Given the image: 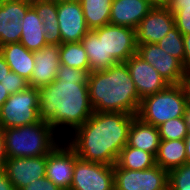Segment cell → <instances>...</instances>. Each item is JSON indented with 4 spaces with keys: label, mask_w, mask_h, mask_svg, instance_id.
Returning a JSON list of instances; mask_svg holds the SVG:
<instances>
[{
    "label": "cell",
    "mask_w": 190,
    "mask_h": 190,
    "mask_svg": "<svg viewBox=\"0 0 190 190\" xmlns=\"http://www.w3.org/2000/svg\"><path fill=\"white\" fill-rule=\"evenodd\" d=\"M87 79L86 71L60 64L56 79L38 89L39 119L49 123L63 140L83 125L94 112Z\"/></svg>",
    "instance_id": "cell-1"
},
{
    "label": "cell",
    "mask_w": 190,
    "mask_h": 190,
    "mask_svg": "<svg viewBox=\"0 0 190 190\" xmlns=\"http://www.w3.org/2000/svg\"><path fill=\"white\" fill-rule=\"evenodd\" d=\"M137 115L124 112H93L65 141L85 161L115 165L127 145L129 128Z\"/></svg>",
    "instance_id": "cell-2"
},
{
    "label": "cell",
    "mask_w": 190,
    "mask_h": 190,
    "mask_svg": "<svg viewBox=\"0 0 190 190\" xmlns=\"http://www.w3.org/2000/svg\"><path fill=\"white\" fill-rule=\"evenodd\" d=\"M94 112H124L137 115L141 98L125 62L106 70L91 71L87 79Z\"/></svg>",
    "instance_id": "cell-3"
},
{
    "label": "cell",
    "mask_w": 190,
    "mask_h": 190,
    "mask_svg": "<svg viewBox=\"0 0 190 190\" xmlns=\"http://www.w3.org/2000/svg\"><path fill=\"white\" fill-rule=\"evenodd\" d=\"M2 131L7 158L45 156L63 141L54 128L44 121Z\"/></svg>",
    "instance_id": "cell-4"
},
{
    "label": "cell",
    "mask_w": 190,
    "mask_h": 190,
    "mask_svg": "<svg viewBox=\"0 0 190 190\" xmlns=\"http://www.w3.org/2000/svg\"><path fill=\"white\" fill-rule=\"evenodd\" d=\"M188 96L184 84L169 85L164 90L146 96L141 100L137 117L153 126L185 117Z\"/></svg>",
    "instance_id": "cell-5"
},
{
    "label": "cell",
    "mask_w": 190,
    "mask_h": 190,
    "mask_svg": "<svg viewBox=\"0 0 190 190\" xmlns=\"http://www.w3.org/2000/svg\"><path fill=\"white\" fill-rule=\"evenodd\" d=\"M38 107L37 88L28 87L24 91L10 94L0 107V127L6 129L38 123Z\"/></svg>",
    "instance_id": "cell-6"
},
{
    "label": "cell",
    "mask_w": 190,
    "mask_h": 190,
    "mask_svg": "<svg viewBox=\"0 0 190 190\" xmlns=\"http://www.w3.org/2000/svg\"><path fill=\"white\" fill-rule=\"evenodd\" d=\"M113 168L115 190H168V171L158 165L139 171L120 168L117 164Z\"/></svg>",
    "instance_id": "cell-7"
},
{
    "label": "cell",
    "mask_w": 190,
    "mask_h": 190,
    "mask_svg": "<svg viewBox=\"0 0 190 190\" xmlns=\"http://www.w3.org/2000/svg\"><path fill=\"white\" fill-rule=\"evenodd\" d=\"M70 190H115L113 165L78 158Z\"/></svg>",
    "instance_id": "cell-8"
},
{
    "label": "cell",
    "mask_w": 190,
    "mask_h": 190,
    "mask_svg": "<svg viewBox=\"0 0 190 190\" xmlns=\"http://www.w3.org/2000/svg\"><path fill=\"white\" fill-rule=\"evenodd\" d=\"M137 54L151 64L170 85L182 84L188 77L183 64L166 53L157 43L138 45Z\"/></svg>",
    "instance_id": "cell-9"
},
{
    "label": "cell",
    "mask_w": 190,
    "mask_h": 190,
    "mask_svg": "<svg viewBox=\"0 0 190 190\" xmlns=\"http://www.w3.org/2000/svg\"><path fill=\"white\" fill-rule=\"evenodd\" d=\"M77 156L75 150L65 141H61L48 155L46 175L61 190H70L74 165Z\"/></svg>",
    "instance_id": "cell-10"
},
{
    "label": "cell",
    "mask_w": 190,
    "mask_h": 190,
    "mask_svg": "<svg viewBox=\"0 0 190 190\" xmlns=\"http://www.w3.org/2000/svg\"><path fill=\"white\" fill-rule=\"evenodd\" d=\"M57 17L62 43L81 42L90 31L79 0H57Z\"/></svg>",
    "instance_id": "cell-11"
},
{
    "label": "cell",
    "mask_w": 190,
    "mask_h": 190,
    "mask_svg": "<svg viewBox=\"0 0 190 190\" xmlns=\"http://www.w3.org/2000/svg\"><path fill=\"white\" fill-rule=\"evenodd\" d=\"M174 26V14L165 5L154 6L135 29L137 46L159 42Z\"/></svg>",
    "instance_id": "cell-12"
},
{
    "label": "cell",
    "mask_w": 190,
    "mask_h": 190,
    "mask_svg": "<svg viewBox=\"0 0 190 190\" xmlns=\"http://www.w3.org/2000/svg\"><path fill=\"white\" fill-rule=\"evenodd\" d=\"M105 59L126 62L137 53L136 30L134 28L108 24L104 26Z\"/></svg>",
    "instance_id": "cell-13"
},
{
    "label": "cell",
    "mask_w": 190,
    "mask_h": 190,
    "mask_svg": "<svg viewBox=\"0 0 190 190\" xmlns=\"http://www.w3.org/2000/svg\"><path fill=\"white\" fill-rule=\"evenodd\" d=\"M47 155L39 157L7 158L3 170L13 184L20 190L46 175Z\"/></svg>",
    "instance_id": "cell-14"
},
{
    "label": "cell",
    "mask_w": 190,
    "mask_h": 190,
    "mask_svg": "<svg viewBox=\"0 0 190 190\" xmlns=\"http://www.w3.org/2000/svg\"><path fill=\"white\" fill-rule=\"evenodd\" d=\"M31 7V0H5L0 4V46L19 43L21 21Z\"/></svg>",
    "instance_id": "cell-15"
},
{
    "label": "cell",
    "mask_w": 190,
    "mask_h": 190,
    "mask_svg": "<svg viewBox=\"0 0 190 190\" xmlns=\"http://www.w3.org/2000/svg\"><path fill=\"white\" fill-rule=\"evenodd\" d=\"M125 63L141 99L158 93L170 85L151 64L144 61L137 53Z\"/></svg>",
    "instance_id": "cell-16"
},
{
    "label": "cell",
    "mask_w": 190,
    "mask_h": 190,
    "mask_svg": "<svg viewBox=\"0 0 190 190\" xmlns=\"http://www.w3.org/2000/svg\"><path fill=\"white\" fill-rule=\"evenodd\" d=\"M60 45H46L39 51H34V69L28 82L29 87L40 89L56 79Z\"/></svg>",
    "instance_id": "cell-17"
},
{
    "label": "cell",
    "mask_w": 190,
    "mask_h": 190,
    "mask_svg": "<svg viewBox=\"0 0 190 190\" xmlns=\"http://www.w3.org/2000/svg\"><path fill=\"white\" fill-rule=\"evenodd\" d=\"M153 7L147 0H113L110 24L136 29Z\"/></svg>",
    "instance_id": "cell-18"
},
{
    "label": "cell",
    "mask_w": 190,
    "mask_h": 190,
    "mask_svg": "<svg viewBox=\"0 0 190 190\" xmlns=\"http://www.w3.org/2000/svg\"><path fill=\"white\" fill-rule=\"evenodd\" d=\"M0 54L4 57L12 72L17 73L28 82L34 69V52L19 43H8L0 46Z\"/></svg>",
    "instance_id": "cell-19"
},
{
    "label": "cell",
    "mask_w": 190,
    "mask_h": 190,
    "mask_svg": "<svg viewBox=\"0 0 190 190\" xmlns=\"http://www.w3.org/2000/svg\"><path fill=\"white\" fill-rule=\"evenodd\" d=\"M81 43L89 59L90 72L106 70L118 63L115 59H105L104 26L90 30Z\"/></svg>",
    "instance_id": "cell-20"
},
{
    "label": "cell",
    "mask_w": 190,
    "mask_h": 190,
    "mask_svg": "<svg viewBox=\"0 0 190 190\" xmlns=\"http://www.w3.org/2000/svg\"><path fill=\"white\" fill-rule=\"evenodd\" d=\"M160 136L158 128L143 122L139 117L132 120L128 133L127 145L152 153L158 151Z\"/></svg>",
    "instance_id": "cell-21"
},
{
    "label": "cell",
    "mask_w": 190,
    "mask_h": 190,
    "mask_svg": "<svg viewBox=\"0 0 190 190\" xmlns=\"http://www.w3.org/2000/svg\"><path fill=\"white\" fill-rule=\"evenodd\" d=\"M31 6L43 21L44 38L47 45H60L62 38L57 17V0H31Z\"/></svg>",
    "instance_id": "cell-22"
},
{
    "label": "cell",
    "mask_w": 190,
    "mask_h": 190,
    "mask_svg": "<svg viewBox=\"0 0 190 190\" xmlns=\"http://www.w3.org/2000/svg\"><path fill=\"white\" fill-rule=\"evenodd\" d=\"M155 161L168 172L187 163L185 140H160Z\"/></svg>",
    "instance_id": "cell-23"
},
{
    "label": "cell",
    "mask_w": 190,
    "mask_h": 190,
    "mask_svg": "<svg viewBox=\"0 0 190 190\" xmlns=\"http://www.w3.org/2000/svg\"><path fill=\"white\" fill-rule=\"evenodd\" d=\"M22 33L20 43L30 51H39L46 46L43 32V21L31 6L21 21Z\"/></svg>",
    "instance_id": "cell-24"
},
{
    "label": "cell",
    "mask_w": 190,
    "mask_h": 190,
    "mask_svg": "<svg viewBox=\"0 0 190 190\" xmlns=\"http://www.w3.org/2000/svg\"><path fill=\"white\" fill-rule=\"evenodd\" d=\"M89 30L110 24V11L113 0H79Z\"/></svg>",
    "instance_id": "cell-25"
},
{
    "label": "cell",
    "mask_w": 190,
    "mask_h": 190,
    "mask_svg": "<svg viewBox=\"0 0 190 190\" xmlns=\"http://www.w3.org/2000/svg\"><path fill=\"white\" fill-rule=\"evenodd\" d=\"M116 164L120 168L139 171L154 167L156 161L152 153L126 145L120 151Z\"/></svg>",
    "instance_id": "cell-26"
},
{
    "label": "cell",
    "mask_w": 190,
    "mask_h": 190,
    "mask_svg": "<svg viewBox=\"0 0 190 190\" xmlns=\"http://www.w3.org/2000/svg\"><path fill=\"white\" fill-rule=\"evenodd\" d=\"M59 58L60 64L90 73L89 59L81 42L61 43Z\"/></svg>",
    "instance_id": "cell-27"
},
{
    "label": "cell",
    "mask_w": 190,
    "mask_h": 190,
    "mask_svg": "<svg viewBox=\"0 0 190 190\" xmlns=\"http://www.w3.org/2000/svg\"><path fill=\"white\" fill-rule=\"evenodd\" d=\"M158 46L161 47L166 53L177 58L182 64L184 59V43L183 34L174 26L159 42Z\"/></svg>",
    "instance_id": "cell-28"
},
{
    "label": "cell",
    "mask_w": 190,
    "mask_h": 190,
    "mask_svg": "<svg viewBox=\"0 0 190 190\" xmlns=\"http://www.w3.org/2000/svg\"><path fill=\"white\" fill-rule=\"evenodd\" d=\"M157 128L160 140L185 139L189 131L185 117L170 119Z\"/></svg>",
    "instance_id": "cell-29"
},
{
    "label": "cell",
    "mask_w": 190,
    "mask_h": 190,
    "mask_svg": "<svg viewBox=\"0 0 190 190\" xmlns=\"http://www.w3.org/2000/svg\"><path fill=\"white\" fill-rule=\"evenodd\" d=\"M168 190H190V163L168 172Z\"/></svg>",
    "instance_id": "cell-30"
},
{
    "label": "cell",
    "mask_w": 190,
    "mask_h": 190,
    "mask_svg": "<svg viewBox=\"0 0 190 190\" xmlns=\"http://www.w3.org/2000/svg\"><path fill=\"white\" fill-rule=\"evenodd\" d=\"M1 83L10 94L24 91L29 87L27 80L12 71L6 75L4 80H1Z\"/></svg>",
    "instance_id": "cell-31"
},
{
    "label": "cell",
    "mask_w": 190,
    "mask_h": 190,
    "mask_svg": "<svg viewBox=\"0 0 190 190\" xmlns=\"http://www.w3.org/2000/svg\"><path fill=\"white\" fill-rule=\"evenodd\" d=\"M176 28L183 34L190 33V9L173 10Z\"/></svg>",
    "instance_id": "cell-32"
},
{
    "label": "cell",
    "mask_w": 190,
    "mask_h": 190,
    "mask_svg": "<svg viewBox=\"0 0 190 190\" xmlns=\"http://www.w3.org/2000/svg\"><path fill=\"white\" fill-rule=\"evenodd\" d=\"M20 190H61L58 186L52 183L47 177H42L35 182L21 188Z\"/></svg>",
    "instance_id": "cell-33"
},
{
    "label": "cell",
    "mask_w": 190,
    "mask_h": 190,
    "mask_svg": "<svg viewBox=\"0 0 190 190\" xmlns=\"http://www.w3.org/2000/svg\"><path fill=\"white\" fill-rule=\"evenodd\" d=\"M183 43H184L183 67L189 75L190 74V33L183 35Z\"/></svg>",
    "instance_id": "cell-34"
},
{
    "label": "cell",
    "mask_w": 190,
    "mask_h": 190,
    "mask_svg": "<svg viewBox=\"0 0 190 190\" xmlns=\"http://www.w3.org/2000/svg\"><path fill=\"white\" fill-rule=\"evenodd\" d=\"M165 6L171 12L173 10L190 9V0H168Z\"/></svg>",
    "instance_id": "cell-35"
},
{
    "label": "cell",
    "mask_w": 190,
    "mask_h": 190,
    "mask_svg": "<svg viewBox=\"0 0 190 190\" xmlns=\"http://www.w3.org/2000/svg\"><path fill=\"white\" fill-rule=\"evenodd\" d=\"M0 190H15L3 169H0Z\"/></svg>",
    "instance_id": "cell-36"
},
{
    "label": "cell",
    "mask_w": 190,
    "mask_h": 190,
    "mask_svg": "<svg viewBox=\"0 0 190 190\" xmlns=\"http://www.w3.org/2000/svg\"><path fill=\"white\" fill-rule=\"evenodd\" d=\"M6 160H7V155L5 151V140L2 128L0 127V169H3Z\"/></svg>",
    "instance_id": "cell-37"
},
{
    "label": "cell",
    "mask_w": 190,
    "mask_h": 190,
    "mask_svg": "<svg viewBox=\"0 0 190 190\" xmlns=\"http://www.w3.org/2000/svg\"><path fill=\"white\" fill-rule=\"evenodd\" d=\"M11 71L4 57L0 54V82L6 78V75Z\"/></svg>",
    "instance_id": "cell-38"
},
{
    "label": "cell",
    "mask_w": 190,
    "mask_h": 190,
    "mask_svg": "<svg viewBox=\"0 0 190 190\" xmlns=\"http://www.w3.org/2000/svg\"><path fill=\"white\" fill-rule=\"evenodd\" d=\"M10 96V93L5 89L3 84L0 82V107L5 103V101Z\"/></svg>",
    "instance_id": "cell-39"
},
{
    "label": "cell",
    "mask_w": 190,
    "mask_h": 190,
    "mask_svg": "<svg viewBox=\"0 0 190 190\" xmlns=\"http://www.w3.org/2000/svg\"><path fill=\"white\" fill-rule=\"evenodd\" d=\"M184 140H185V147H186L187 163H190V130L188 131Z\"/></svg>",
    "instance_id": "cell-40"
},
{
    "label": "cell",
    "mask_w": 190,
    "mask_h": 190,
    "mask_svg": "<svg viewBox=\"0 0 190 190\" xmlns=\"http://www.w3.org/2000/svg\"><path fill=\"white\" fill-rule=\"evenodd\" d=\"M184 86L187 92V96H188V103L190 104V74L188 75V77L186 78V80L184 81Z\"/></svg>",
    "instance_id": "cell-41"
},
{
    "label": "cell",
    "mask_w": 190,
    "mask_h": 190,
    "mask_svg": "<svg viewBox=\"0 0 190 190\" xmlns=\"http://www.w3.org/2000/svg\"><path fill=\"white\" fill-rule=\"evenodd\" d=\"M185 118L187 121L188 130H190V104H187Z\"/></svg>",
    "instance_id": "cell-42"
},
{
    "label": "cell",
    "mask_w": 190,
    "mask_h": 190,
    "mask_svg": "<svg viewBox=\"0 0 190 190\" xmlns=\"http://www.w3.org/2000/svg\"><path fill=\"white\" fill-rule=\"evenodd\" d=\"M168 0H155V6L165 5Z\"/></svg>",
    "instance_id": "cell-43"
},
{
    "label": "cell",
    "mask_w": 190,
    "mask_h": 190,
    "mask_svg": "<svg viewBox=\"0 0 190 190\" xmlns=\"http://www.w3.org/2000/svg\"><path fill=\"white\" fill-rule=\"evenodd\" d=\"M155 6V0H147Z\"/></svg>",
    "instance_id": "cell-44"
}]
</instances>
